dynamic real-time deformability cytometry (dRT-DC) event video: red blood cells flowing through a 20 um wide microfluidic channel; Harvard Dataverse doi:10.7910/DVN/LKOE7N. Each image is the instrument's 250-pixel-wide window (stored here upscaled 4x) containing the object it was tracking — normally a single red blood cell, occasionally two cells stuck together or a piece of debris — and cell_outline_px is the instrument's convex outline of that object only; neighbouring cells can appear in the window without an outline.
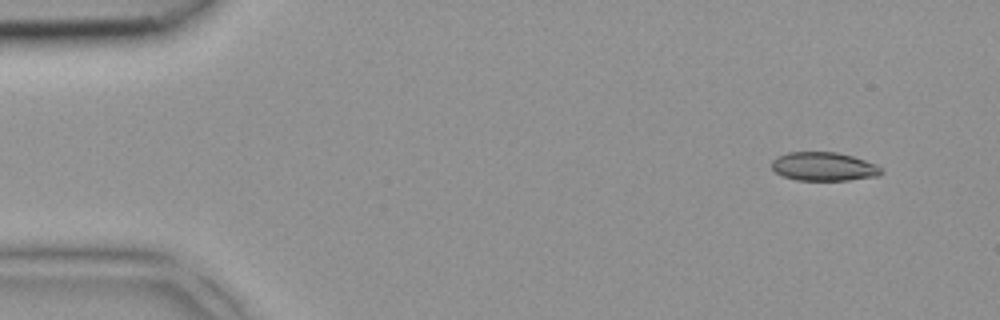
{"species": "common noctule bat (a hibernating species)", "species_latin": "Nyctalus noctula", "temperature_condition": "room temperature", "stored_images_in_passage": 3, "camera_frame_rate_fps": 3000, "um_per_image_px": 0.085, "animal": {"sex": "female", "body_mass_g": 18.4}, "frame": {"image": 1, "passage_image": 1, "time_ms": 0.0, "image_size_px": [1000, 320], "cell_outline_px": [[884, 172], [880, 176], [848, 180], [796, 180], [784, 176], [776, 172], [772, 168], [772, 160], [776, 156], [788, 152], [836, 152], [852, 156], [876, 164]], "centroid_in_image_um": [70.02, 14.15], "position_along_channel_um": 15.0, "area_um2": 18.32}}